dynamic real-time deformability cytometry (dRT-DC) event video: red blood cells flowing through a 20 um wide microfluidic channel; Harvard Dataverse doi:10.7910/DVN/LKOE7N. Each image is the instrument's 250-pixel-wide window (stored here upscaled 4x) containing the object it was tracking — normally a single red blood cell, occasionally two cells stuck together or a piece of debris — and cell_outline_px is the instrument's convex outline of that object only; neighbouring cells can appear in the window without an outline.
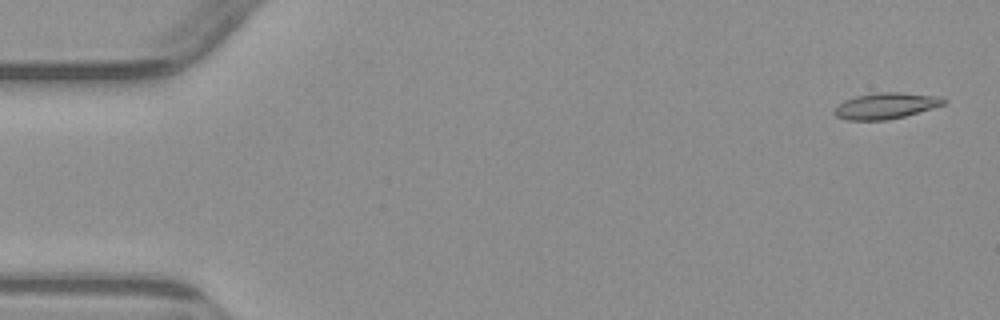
{"species": "common noctule bat (a hibernating species)", "species_latin": "Nyctalus noctula", "temperature_condition": "warm", "stored_images_in_passage": 5, "camera_frame_rate_fps": 3000, "um_per_image_px": 0.085, "animal": {"sex": "male", "body_mass_g": 23.1, "forearm_length_mm": 52.7}, "frame": {"image": 1, "passage_image": 1, "time_ms": 0.0, "image_size_px": [1000, 320], "cell_outline_px": [[948, 100], [944, 104], [932, 108], [904, 116], [888, 120], [848, 120], [836, 116], [832, 112], [844, 100], [856, 96], [876, 92], [900, 92], [940, 96]], "centroid_in_image_um": [75.31, 8.98], "position_along_channel_um": 9.7, "area_um2": 16.59}}
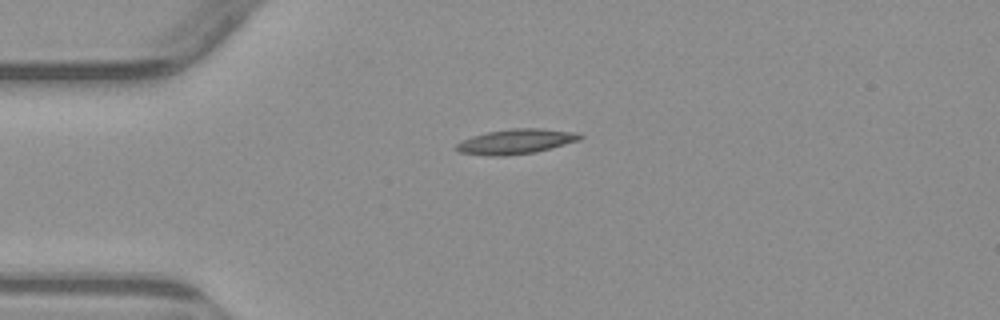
{"frame": {"image": 2, "passage_image": 4, "time_ms": 3.667, "image_size_px": [1000, 320], "cell_outline_px": [[584, 136], [580, 140], [536, 152], [508, 156], [488, 156], [460, 152], [452, 148], [460, 140], [472, 136], [488, 132], [512, 128], [540, 128], [580, 132]], "centroid_in_image_um": [43.85, 12.03], "position_along_channel_um": 41.1, "area_um2": 18.26}}